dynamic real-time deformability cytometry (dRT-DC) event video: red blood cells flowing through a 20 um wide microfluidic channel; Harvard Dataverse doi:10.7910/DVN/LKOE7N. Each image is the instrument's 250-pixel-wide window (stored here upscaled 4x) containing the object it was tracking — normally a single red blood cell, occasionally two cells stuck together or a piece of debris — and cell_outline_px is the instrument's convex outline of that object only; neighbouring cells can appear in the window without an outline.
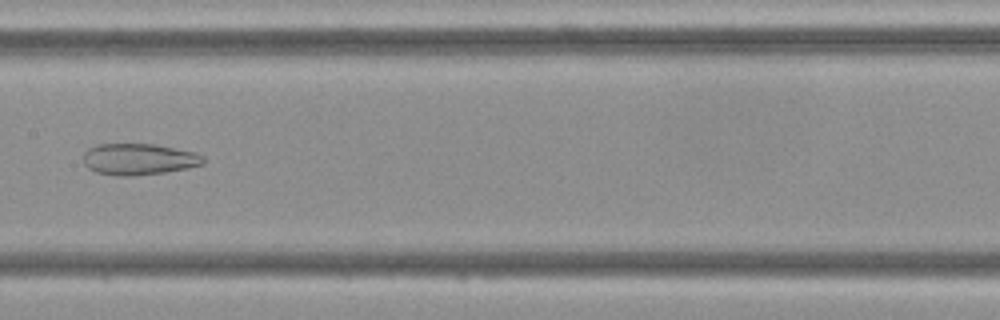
{"species": "Egyptian fruit bat (a non-hibernating species)", "species_latin": "Rousettus aegyptiacus", "temperature_condition": "cold", "stored_images_in_passage": 46, "camera_frame_rate_fps": 3000, "um_per_image_px": 0.085, "frame": {"image": 1, "passage_image": 23, "time_ms": 7.333, "image_size_px": [1000, 320], "cell_outline_px": [[204, 164], [188, 168], [164, 172], [132, 176], [116, 176], [96, 172], [88, 168], [84, 164], [84, 152], [88, 148], [96, 144], [156, 144], [196, 152], [204, 156]], "centroid_in_image_um": [11.8, 13.53], "position_along_channel_um": 195.6, "area_um2": 22.14}}
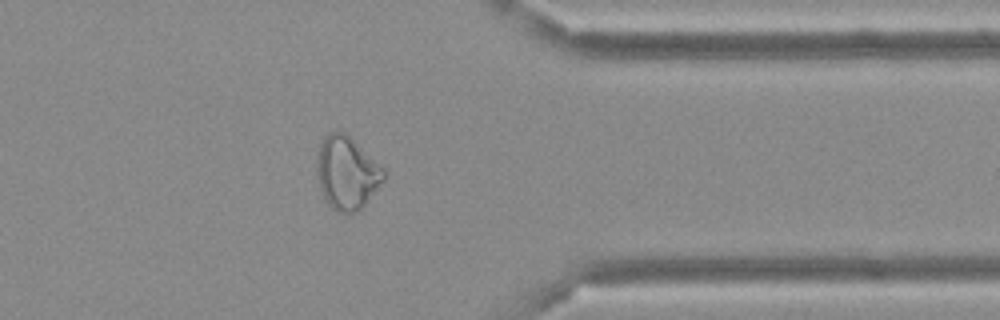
{"frame": {"image": 2, "passage_image": 37, "time_ms": 12.0, "image_size_px": [1000, 320], "cell_outline_px": [[384, 180], [364, 204], [356, 212], [336, 212], [324, 200], [320, 188], [316, 172], [316, 160], [320, 144], [332, 132], [344, 132], [384, 168]], "centroid_in_image_um": [29.45, 14.72], "position_along_channel_um": 381.9, "area_um2": 27.92}}
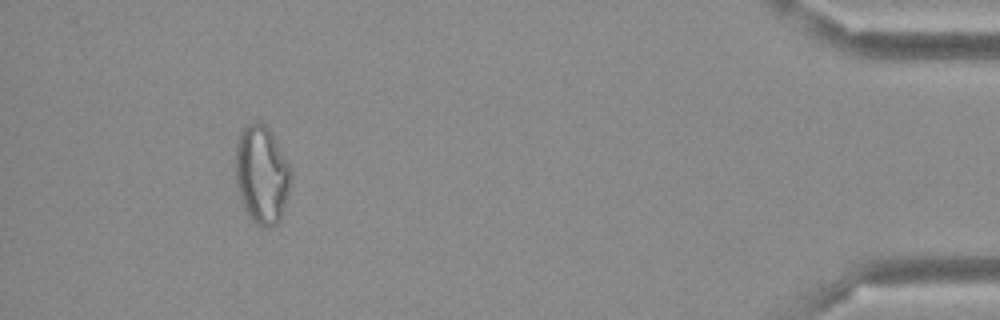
{"frame": {"image": 3, "passage_image": 43, "time_ms": 14.0, "image_size_px": [1000, 320], "cell_outline_px": [[292, 172], [288, 192], [280, 220], [276, 224], [268, 228], [264, 228], [256, 224], [252, 220], [244, 208], [240, 196], [236, 180], [236, 140], [240, 132], [248, 124], [260, 120], [272, 132], [292, 168]], "centroid_in_image_um": [22.26, 14.82], "position_along_channel_um": 412.9, "area_um2": 31.85}}